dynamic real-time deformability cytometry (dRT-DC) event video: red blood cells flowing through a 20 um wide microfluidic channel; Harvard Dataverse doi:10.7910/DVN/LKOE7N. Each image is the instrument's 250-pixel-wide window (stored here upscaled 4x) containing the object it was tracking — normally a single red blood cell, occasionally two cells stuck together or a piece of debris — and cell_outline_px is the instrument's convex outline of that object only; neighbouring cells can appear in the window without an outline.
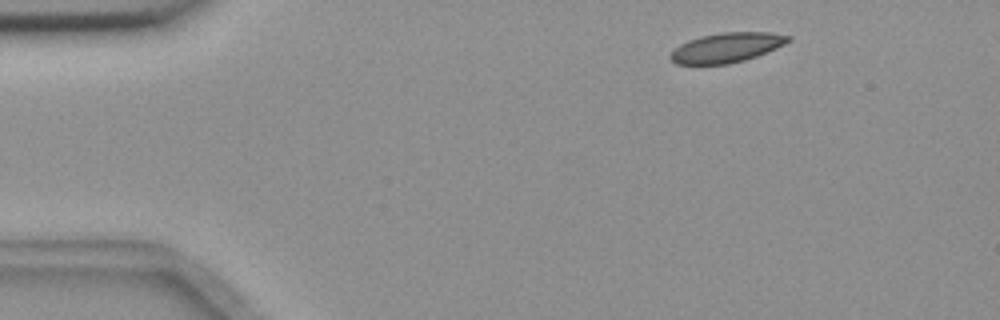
{"species": "common noctule bat (a hibernating species)", "species_latin": "Nyctalus noctula", "temperature_condition": "room temperature", "stored_images_in_passage": 49, "camera_frame_rate_fps": 3000, "um_per_image_px": 0.085, "animal": {"sex": "female", "body_mass_g": 18.4}, "frame": {"image": 1, "passage_image": 1, "time_ms": 0.0, "image_size_px": [1000, 320], "cell_outline_px": [[792, 40], [776, 48], [756, 56], [744, 60], [728, 64], [676, 64], [668, 56], [680, 44], [688, 40], [700, 36], [720, 32], [768, 32], [792, 36]], "centroid_in_image_um": [61.77, 4.03], "position_along_channel_um": 23.2, "area_um2": 20.35}}
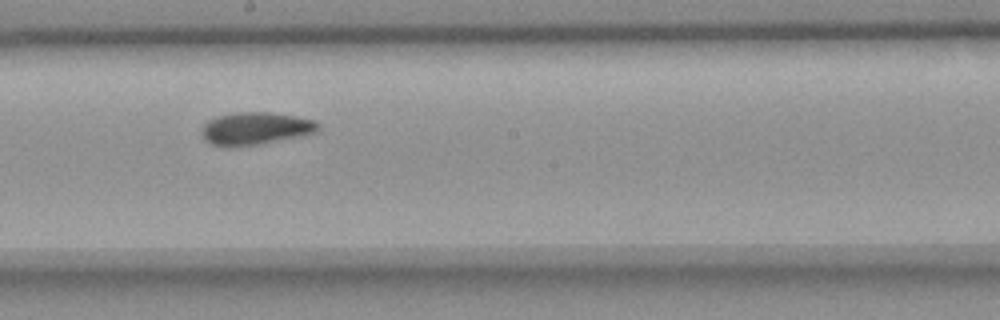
{"frame": {"image": 2, "passage_image": 24, "time_ms": 7.667, "image_size_px": [1000, 320], "cell_outline_px": [[320, 128], [316, 132], [256, 144], [212, 144], [204, 140], [200, 132], [200, 128], [208, 120], [216, 116], [236, 112], [268, 112], [296, 116], [316, 120], [320, 124]], "centroid_in_image_um": [21.71, 10.87], "position_along_channel_um": 226.5, "area_um2": 21.5}}
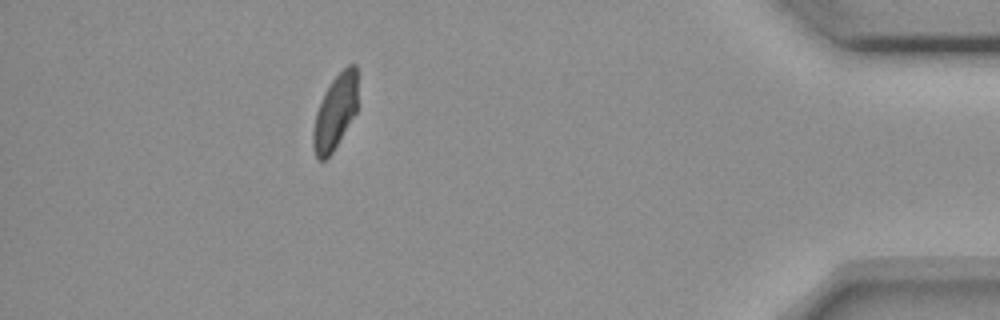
{"frame": {"image": 3, "passage_image": 43, "time_ms": 14.0, "image_size_px": [1000, 320], "cell_outline_px": [[356, 112], [332, 152], [324, 160], [316, 160], [312, 148], [312, 132], [316, 112], [324, 92], [332, 80], [348, 64], [356, 64]], "centroid_in_image_um": [28.45, 9.56], "position_along_channel_um": 406.8, "area_um2": 19.19}, "authors_computed_cell_mechanics": {"area_um2": 21.0392, "velocity_mm_per_s": 3.647, "shape_relaxation_time_tau1_ms": null, "shape_relaxation_time_tau2_ms": 4.0764, "deformation_change_tau1": null, "deformation_change_tau2": 0.0533}}